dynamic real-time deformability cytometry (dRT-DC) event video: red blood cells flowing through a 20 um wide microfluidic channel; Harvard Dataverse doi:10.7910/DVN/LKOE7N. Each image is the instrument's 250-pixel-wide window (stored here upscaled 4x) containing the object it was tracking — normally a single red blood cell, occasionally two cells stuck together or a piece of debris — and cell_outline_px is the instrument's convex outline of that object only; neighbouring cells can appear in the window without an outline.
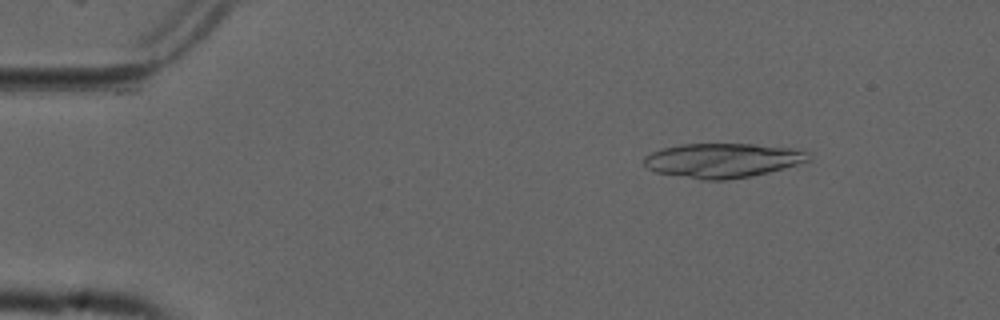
{"species": "common noctule bat (a hibernating species)", "species_latin": "Nyctalus noctula", "temperature_condition": "cold", "stored_images_in_passage": 22, "camera_frame_rate_fps": 3000, "um_per_image_px": 0.085, "animal": {"sex": "male", "forearm_length_mm": 52.5}, "frame": {"image": 1, "passage_image": 7, "time_ms": 2.0, "image_size_px": [1000, 320], "cell_outline_px": [[812, 160], [768, 172], [748, 176], [724, 180], [704, 180], [656, 172], [648, 168], [644, 164], [644, 156], [660, 148], [680, 144], [756, 144], [788, 148], [812, 152]], "centroid_in_image_um": [61.43, 13.62], "position_along_channel_um": 23.6, "area_um2": 32.95}}